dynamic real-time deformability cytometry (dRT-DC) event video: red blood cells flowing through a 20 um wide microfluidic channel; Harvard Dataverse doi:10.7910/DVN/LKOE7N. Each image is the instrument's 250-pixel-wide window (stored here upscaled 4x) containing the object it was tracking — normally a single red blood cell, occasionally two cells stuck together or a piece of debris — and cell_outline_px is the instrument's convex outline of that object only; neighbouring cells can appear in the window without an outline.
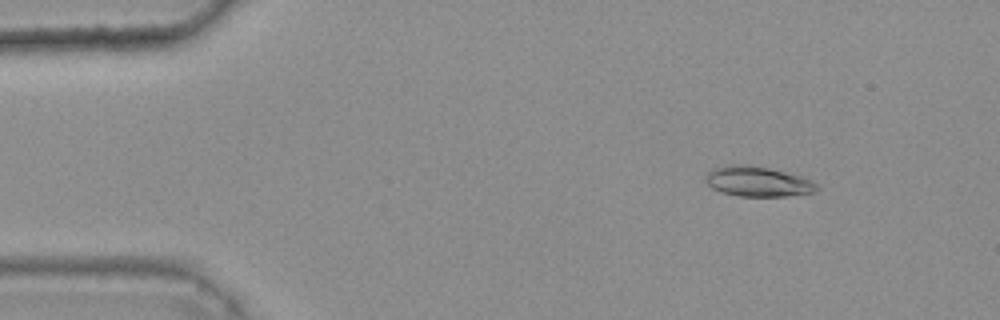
{"species": "common noctule bat (a hibernating species)", "species_latin": "Nyctalus noctula", "temperature_condition": "warm", "stored_images_in_passage": 47, "camera_frame_rate_fps": 3000, "um_per_image_px": 0.085, "animal": {"sex": "female", "body_mass_g": 25.1}, "frame": {"image": 1, "passage_image": 7, "time_ms": 2.0, "image_size_px": [1000, 320], "cell_outline_px": [[820, 188], [816, 192], [788, 196], [740, 196], [720, 192], [712, 188], [708, 184], [704, 176], [712, 168], [728, 164], [744, 164], [768, 168], [800, 176], [812, 180]], "centroid_in_image_um": [64.4, 15.43], "position_along_channel_um": 20.6, "area_um2": 19.59}}
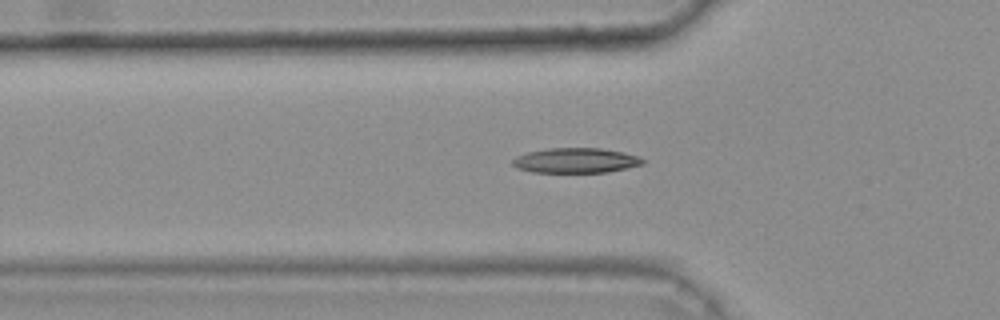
{"frame": {"image": 2, "passage_image": 18, "time_ms": 5.667, "image_size_px": [1000, 320], "cell_outline_px": [[644, 164], [608, 172], [532, 172], [516, 168], [512, 164], [512, 160], [516, 156], [528, 152], [548, 148], [600, 148], [624, 152], [640, 156], [644, 160]], "centroid_in_image_um": [48.95, 13.64], "position_along_channel_um": 76.9, "area_um2": 19.02}}
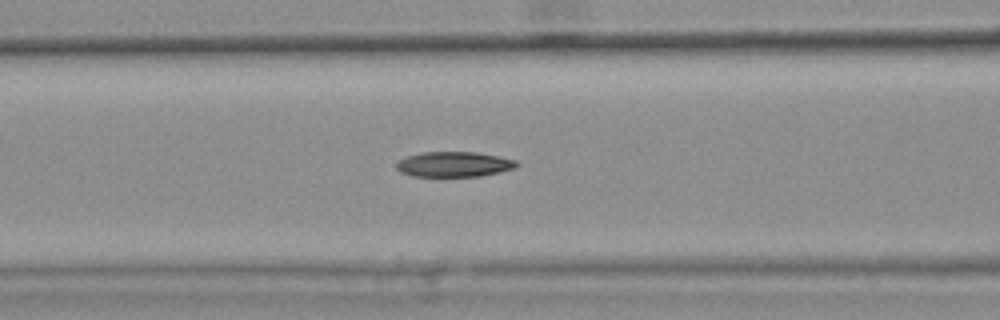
{"frame": {"image": 3, "passage_image": 22, "time_ms": 7.0, "image_size_px": [1000, 320], "cell_outline_px": [[520, 164], [516, 168], [500, 172], [480, 176], [412, 176], [400, 172], [396, 168], [396, 164], [400, 160], [408, 156], [424, 152], [476, 152], [516, 160]], "centroid_in_image_um": [38.61, 13.97], "position_along_channel_um": 128.0, "area_um2": 17.57}, "authors_computed_cell_mechanics": {"area_um2": 18.4382, "velocity_mm_per_s": 3.7984, "shape_relaxation_time_tau1_ms": null, "shape_relaxation_time_tau2_ms": 6.6244, "deformation_change_tau1": null, "deformation_change_tau2": 0.1376}}